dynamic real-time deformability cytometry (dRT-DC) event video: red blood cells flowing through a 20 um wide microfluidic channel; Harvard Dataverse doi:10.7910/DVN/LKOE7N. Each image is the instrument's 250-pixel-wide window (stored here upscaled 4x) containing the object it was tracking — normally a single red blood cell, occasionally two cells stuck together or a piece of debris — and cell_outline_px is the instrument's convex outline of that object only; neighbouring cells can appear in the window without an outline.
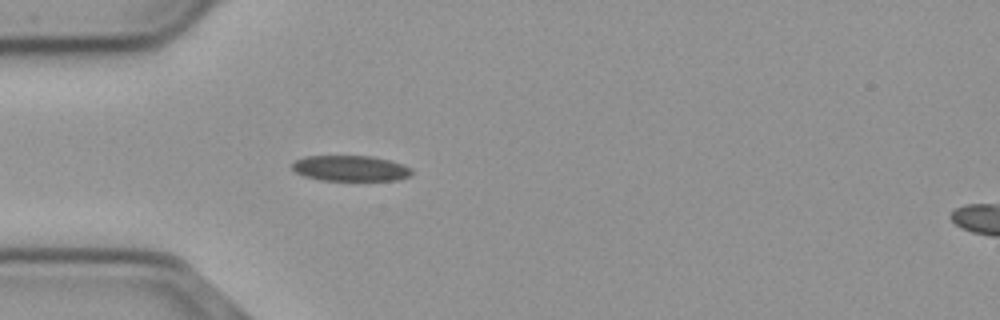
{"species": "common noctule bat (a hibernating species)", "species_latin": "Nyctalus noctula", "temperature_condition": "cold", "stored_images_in_passage": 42, "camera_frame_rate_fps": 3000, "um_per_image_px": 0.085, "animal": {"sex": "male", "body_mass_g": 23.1, "forearm_length_mm": 52.7}, "frame": {"image": 1, "passage_image": 3, "time_ms": 0.667, "image_size_px": [1000, 320], "cell_outline_px": [[412, 172], [408, 176], [396, 180], [320, 180], [304, 176], [296, 172], [292, 168], [292, 164], [296, 160], [304, 156], [372, 156], [404, 164], [412, 168]], "centroid_in_image_um": [29.78, 14.3], "position_along_channel_um": 55.2, "area_um2": 17.8}}
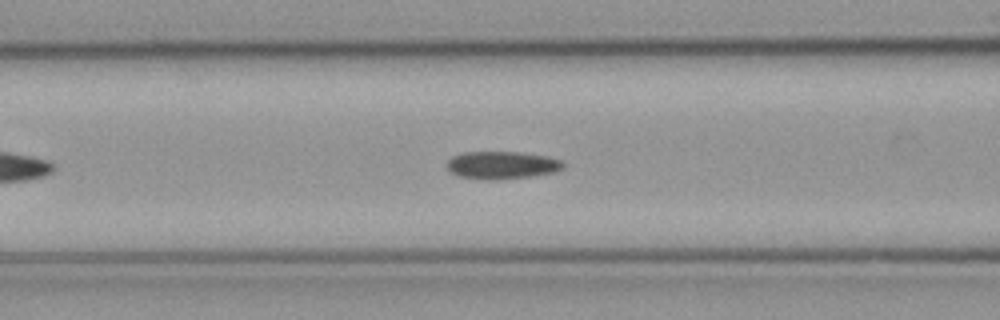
{"frame": {"image": 2, "passage_image": 9, "time_ms": 2.667, "image_size_px": [1000, 320], "cell_outline_px": [[564, 168], [552, 172], [528, 176], [496, 180], [488, 180], [460, 176], [452, 172], [448, 168], [448, 160], [452, 156], [464, 152], [520, 152], [548, 156], [560, 160], [564, 164]], "centroid_in_image_um": [42.66, 14.02], "position_along_channel_um": 123.9, "area_um2": 18.5}}
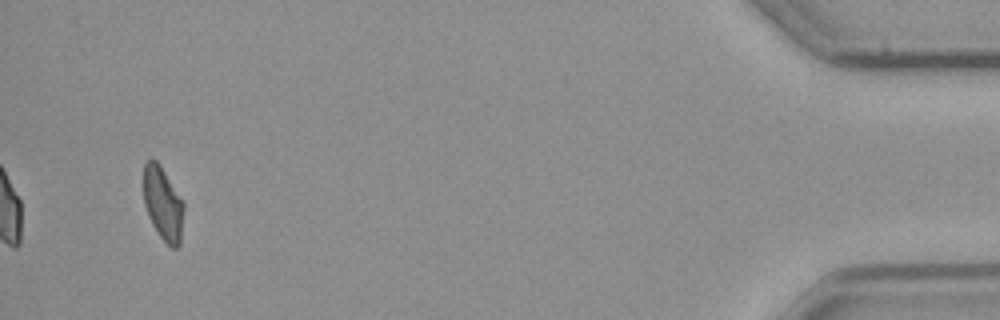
{"frame": {"image": 3, "passage_image": 40, "time_ms": 13.0, "image_size_px": [1000, 320], "cell_outline_px": [[184, 208], [180, 244], [176, 248], [172, 248], [160, 236], [152, 224], [148, 216], [144, 204], [144, 164], [148, 160], [156, 160], [164, 172], [184, 204]], "centroid_in_image_um": [13.85, 17.35], "position_along_channel_um": 421.4, "area_um2": 16.82}, "authors_computed_cell_mechanics": {"area_um2": 18.2937, "velocity_mm_per_s": 3.6946, "shape_relaxation_time_tau1_ms": null, "shape_relaxation_time_tau2_ms": 5.199, "deformation_change_tau1": null, "deformation_change_tau2": 0.1097}}